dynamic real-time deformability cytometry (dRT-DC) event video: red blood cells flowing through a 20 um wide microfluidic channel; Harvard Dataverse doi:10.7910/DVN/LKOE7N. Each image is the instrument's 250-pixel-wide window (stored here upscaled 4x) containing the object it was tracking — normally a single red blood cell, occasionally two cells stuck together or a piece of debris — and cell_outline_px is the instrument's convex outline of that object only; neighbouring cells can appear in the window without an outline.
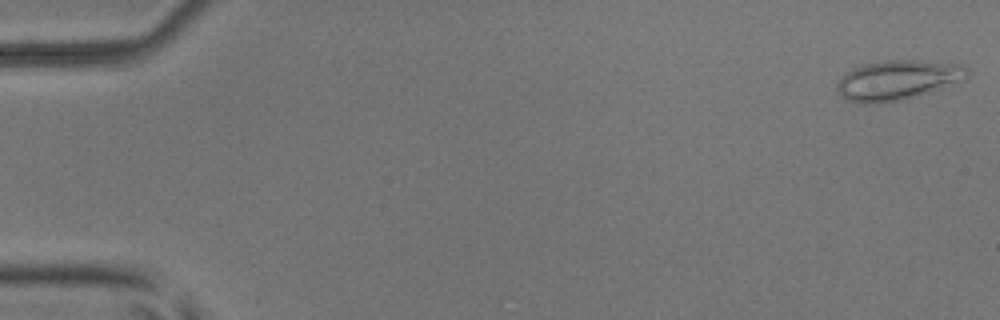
{"species": "common noctule bat (a hibernating species)", "species_latin": "Nyctalus noctula", "temperature_condition": "room temperature", "stored_images_in_passage": 6, "camera_frame_rate_fps": 3000, "um_per_image_px": 0.085, "animal": {"sex": "male", "body_mass_g": 17.9, "forearm_length_mm": 54.2}, "frame": {"image": 1, "passage_image": 1, "time_ms": 0.0, "image_size_px": [1000, 320], "cell_outline_px": [[968, 80], [900, 100], [876, 104], [864, 104], [848, 100], [836, 88], [836, 84], [852, 68], [860, 64], [888, 60], [916, 60], [964, 64], [968, 68]], "centroid_in_image_um": [76.35, 6.79], "position_along_channel_um": 8.6, "area_um2": 30.17}}
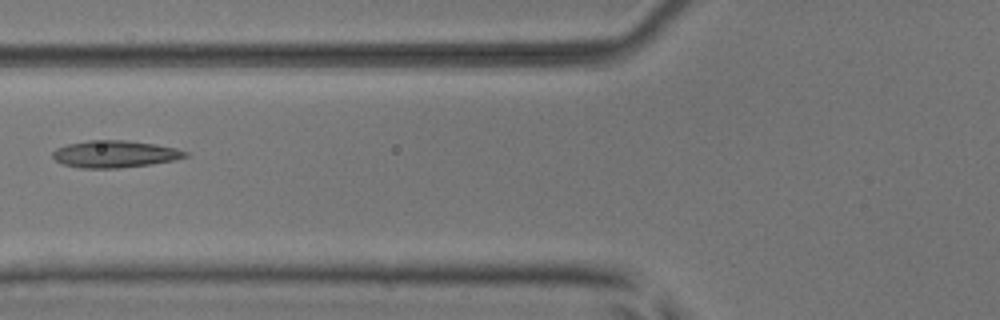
{"frame": {"image": 2, "passage_image": 6, "time_ms": 1.667, "image_size_px": [1000, 320], "cell_outline_px": [[188, 156], [176, 160], [152, 164], [116, 168], [80, 168], [64, 164], [56, 160], [52, 156], [52, 152], [56, 148], [68, 144], [88, 140], [124, 140], [156, 144], [176, 148], [188, 152]], "centroid_in_image_um": [9.78, 13.09], "position_along_channel_um": 116.0, "area_um2": 20.92}}